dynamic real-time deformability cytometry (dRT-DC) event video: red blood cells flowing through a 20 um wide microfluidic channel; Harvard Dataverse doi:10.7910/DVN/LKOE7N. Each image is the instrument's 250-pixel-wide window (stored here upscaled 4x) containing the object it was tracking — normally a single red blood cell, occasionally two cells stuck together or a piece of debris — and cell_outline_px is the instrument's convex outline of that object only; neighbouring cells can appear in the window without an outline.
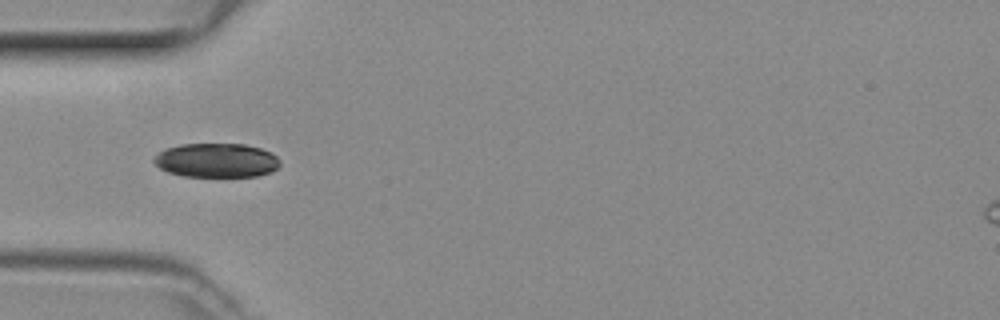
{"species": "common noctule bat (a hibernating species)", "species_latin": "Nyctalus noctula", "temperature_condition": "room temperature", "stored_images_in_passage": 7, "camera_frame_rate_fps": 3000, "um_per_image_px": 0.085, "animal": {"sex": "female", "body_mass_g": 29.2, "forearm_length_mm": 56.3}, "frame": {"image": 1, "passage_image": 5, "time_ms": 1.333, "image_size_px": [1000, 320], "cell_outline_px": [[280, 164], [272, 172], [256, 176], [184, 176], [168, 172], [160, 168], [152, 160], [164, 148], [180, 144], [244, 144], [260, 148], [272, 152], [280, 160]], "centroid_in_image_um": [18.41, 13.62], "position_along_channel_um": 66.6, "area_um2": 25.09}}